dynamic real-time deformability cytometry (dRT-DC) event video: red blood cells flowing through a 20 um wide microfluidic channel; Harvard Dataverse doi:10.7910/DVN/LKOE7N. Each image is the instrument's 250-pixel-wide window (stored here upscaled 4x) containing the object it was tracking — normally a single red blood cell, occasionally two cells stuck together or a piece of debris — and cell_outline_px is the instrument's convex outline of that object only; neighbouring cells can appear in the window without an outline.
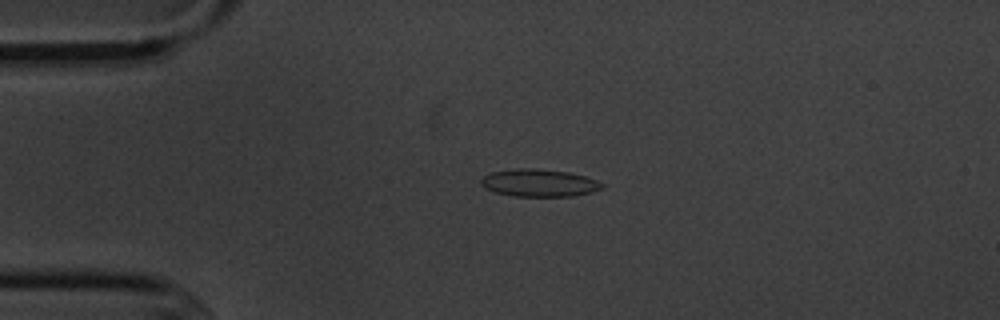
{"species": "common noctule bat (a hibernating species)", "species_latin": "Nyctalus noctula", "temperature_condition": "cold", "stored_images_in_passage": 4, "camera_frame_rate_fps": 3000, "um_per_image_px": 0.085, "animal": {"sex": "male", "body_mass_g": 20.1, "forearm_length_mm": 53.5}, "frame": {"image": 1, "passage_image": 3, "time_ms": 3.333, "image_size_px": [1000, 320], "cell_outline_px": [[604, 188], [592, 192], [572, 196], [512, 196], [496, 192], [480, 184], [480, 180], [484, 176], [492, 172], [516, 168], [536, 168], [568, 172], [584, 176], [596, 180], [604, 184]], "centroid_in_image_um": [45.85, 15.54], "position_along_channel_um": 39.2, "area_um2": 19.31}}